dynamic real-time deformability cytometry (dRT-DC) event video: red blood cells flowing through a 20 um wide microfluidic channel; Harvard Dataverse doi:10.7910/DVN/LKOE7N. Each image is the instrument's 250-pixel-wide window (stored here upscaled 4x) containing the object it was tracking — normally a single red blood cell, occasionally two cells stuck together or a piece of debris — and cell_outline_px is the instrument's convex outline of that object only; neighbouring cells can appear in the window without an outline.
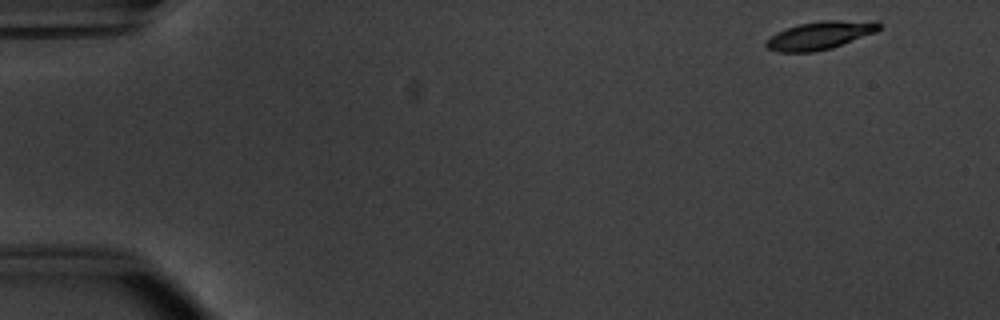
{"species": "common noctule bat (a hibernating species)", "species_latin": "Nyctalus noctula", "temperature_condition": "warm", "stored_images_in_passage": 50, "camera_frame_rate_fps": 3000, "um_per_image_px": 0.085, "animal": {"sex": "male", "body_mass_g": 20.1, "forearm_length_mm": 53.5}, "frame": {"image": 1, "passage_image": 1, "time_ms": 0.0, "image_size_px": [1000, 320], "cell_outline_px": [[880, 28], [876, 32], [832, 48], [812, 52], [776, 52], [768, 48], [764, 44], [764, 40], [776, 32], [800, 24], [820, 20], [880, 20]], "centroid_in_image_um": [69.71, 2.99], "position_along_channel_um": 15.3, "area_um2": 18.73}}
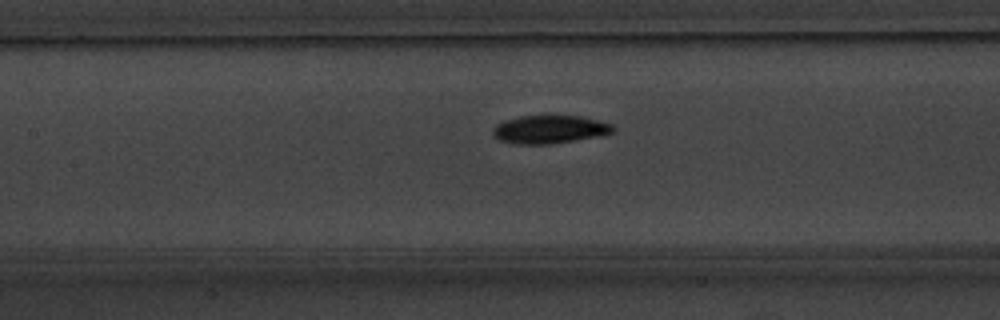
{"frame": {"image": 2, "passage_image": 22, "time_ms": 7.0, "image_size_px": [1000, 320], "cell_outline_px": [[616, 132], [600, 136], [552, 144], [516, 144], [500, 140], [492, 136], [492, 128], [496, 124], [504, 120], [520, 116], [580, 116], [612, 124], [616, 128]], "centroid_in_image_um": [46.72, 11.01], "position_along_channel_um": 160.7, "area_um2": 19.88}}
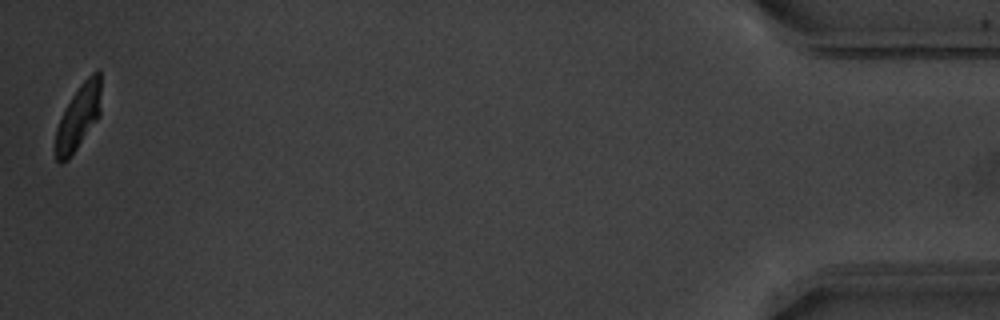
{"frame": {"image": 3, "passage_image": 50, "time_ms": 16.333, "image_size_px": [1000, 320], "cell_outline_px": [[100, 116], [68, 160], [60, 164], [56, 160], [56, 128], [72, 96], [80, 84], [96, 68], [100, 72]], "centroid_in_image_um": [6.68, 9.94], "position_along_channel_um": 428.5, "area_um2": 16.99}, "authors_computed_cell_mechanics": {"area_um2": 19.0162, "velocity_mm_per_s": 3.7927, "shape_relaxation_time_tau1_ms": 2.0848, "shape_relaxation_time_tau2_ms": 5.8717, "deformation_change_tau1": 0.1342, "deformation_change_tau2": 0.0982}}